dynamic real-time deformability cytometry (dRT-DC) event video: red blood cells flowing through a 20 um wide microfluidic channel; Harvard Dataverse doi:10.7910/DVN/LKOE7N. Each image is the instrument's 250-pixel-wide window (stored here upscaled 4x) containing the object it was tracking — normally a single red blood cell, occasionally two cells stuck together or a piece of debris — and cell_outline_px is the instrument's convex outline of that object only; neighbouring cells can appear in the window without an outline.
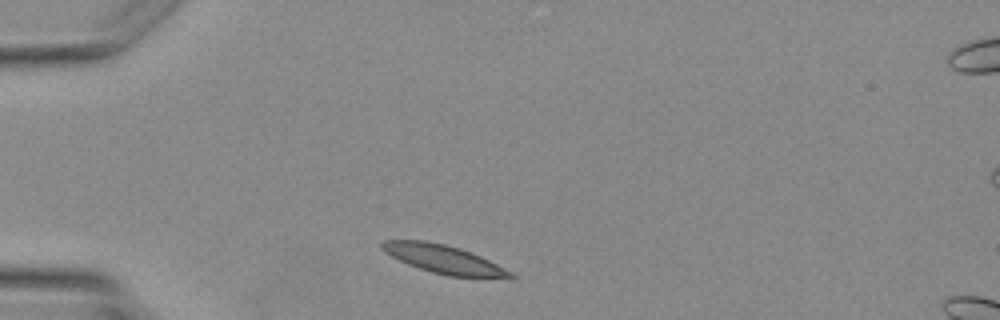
{"species": "Egyptian fruit bat (a non-hibernating species)", "species_latin": "Rousettus aegyptiacus", "temperature_condition": "warm", "stored_images_in_passage": 2, "camera_frame_rate_fps": 3000, "um_per_image_px": 0.085, "animal": {"sex": "female"}, "frame": {"image": 1, "passage_image": 1, "time_ms": 0.0, "image_size_px": [1000, 320], "cell_outline_px": [[516, 276], [448, 276], [432, 272], [408, 264], [384, 252], [380, 248], [380, 244], [384, 240], [424, 240], [444, 244], [460, 248], [480, 256], [512, 272]], "centroid_in_image_um": [37.59, 21.99], "position_along_channel_um": 47.4, "area_um2": 20.58}}